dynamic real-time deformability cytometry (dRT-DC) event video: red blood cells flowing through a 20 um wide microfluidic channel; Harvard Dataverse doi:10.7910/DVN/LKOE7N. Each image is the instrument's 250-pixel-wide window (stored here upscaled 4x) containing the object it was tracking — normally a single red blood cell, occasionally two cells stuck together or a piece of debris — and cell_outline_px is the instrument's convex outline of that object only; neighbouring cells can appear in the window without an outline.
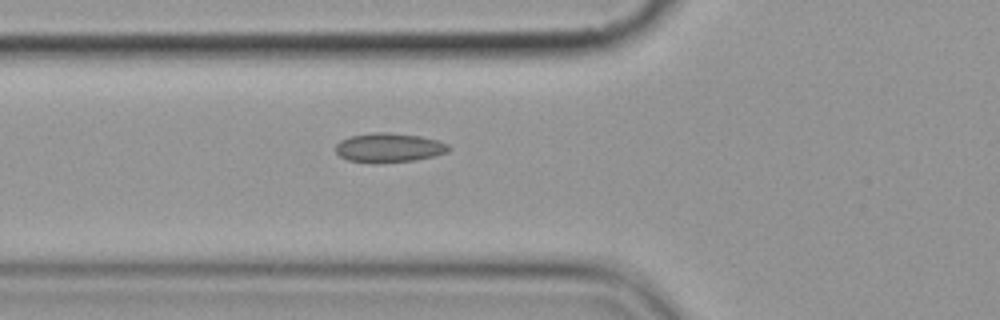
{"species": "common noctule bat (a hibernating species)", "species_latin": "Nyctalus noctula", "temperature_condition": "cold", "stored_images_in_passage": 5, "camera_frame_rate_fps": 3000, "um_per_image_px": 0.085, "animal": {"sex": "female", "body_mass_g": 19.9}, "frame": {"image": 1, "passage_image": 5, "time_ms": 4.667, "image_size_px": [1000, 320], "cell_outline_px": [[452, 148], [448, 152], [436, 156], [416, 160], [348, 160], [340, 156], [336, 152], [336, 144], [340, 140], [352, 136], [376, 132], [388, 132], [420, 136], [436, 140], [448, 144]], "centroid_in_image_um": [33.13, 12.51], "position_along_channel_um": 92.7, "area_um2": 18.5}}